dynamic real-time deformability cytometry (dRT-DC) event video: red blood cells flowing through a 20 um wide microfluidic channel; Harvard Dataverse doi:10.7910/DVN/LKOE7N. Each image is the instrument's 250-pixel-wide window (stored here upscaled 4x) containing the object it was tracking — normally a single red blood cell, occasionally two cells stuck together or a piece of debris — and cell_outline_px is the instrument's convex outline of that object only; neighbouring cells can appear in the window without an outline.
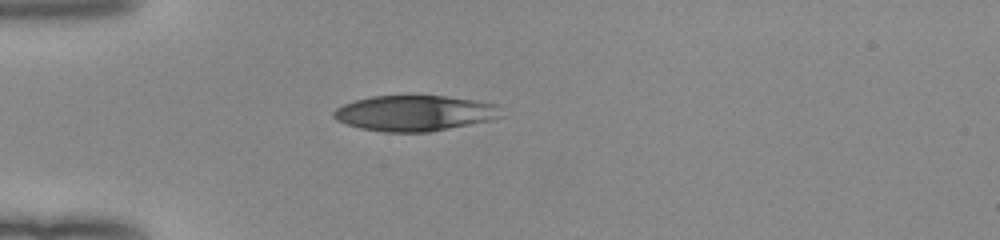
{"species": "human", "species_latin": "Homo sapiens", "temperature_condition": "room temperature", "stored_images_in_passage": 37, "camera_frame_rate_fps": 3000, "um_per_image_px": 0.085, "donor": {"sex": "female"}, "frame": {"image": 1, "passage_image": 1, "time_ms": 0.0, "image_size_px": [1000, 240], "cell_outline_px": [[500, 116], [492, 120], [428, 132], [384, 132], [360, 128], [336, 120], [332, 116], [332, 112], [336, 108], [344, 104], [356, 100], [372, 96], [444, 96], [500, 104]], "centroid_in_image_um": [35.24, 9.62], "position_along_channel_um": 49.8, "area_um2": 34.62}}
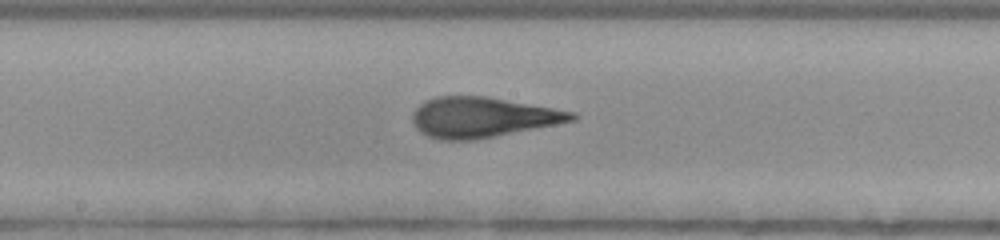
{"frame": {"image": 2, "passage_image": 14, "time_ms": 4.333, "image_size_px": [1000, 240], "cell_outline_px": [[580, 116], [576, 120], [556, 124], [472, 140], [440, 140], [428, 136], [420, 132], [416, 128], [412, 120], [412, 112], [424, 100], [436, 96], [488, 96], [576, 112]], "centroid_in_image_um": [40.99, 9.95], "position_along_channel_um": 207.2, "area_um2": 37.4}}
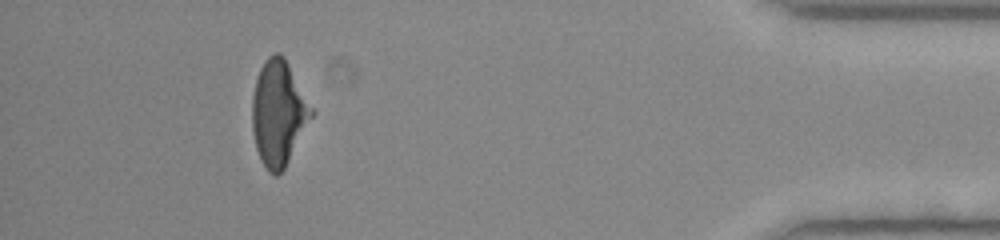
{"frame": {"image": 3, "passage_image": 33, "time_ms": 10.667, "image_size_px": [1000, 240], "cell_outline_px": [[316, 112], [284, 168], [276, 176], [268, 172], [260, 160], [256, 148], [252, 132], [252, 96], [256, 80], [260, 68], [268, 56], [276, 52], [280, 52], [284, 56]], "centroid_in_image_um": [23.68, 9.61], "position_along_channel_um": 411.5, "area_um2": 36.59}, "authors_computed_cell_mechanics": {"area_um2": 36.8186, "velocity_mm_per_s": 4.0419, "shape_relaxation_time_tau1_ms": 4.8041, "shape_relaxation_time_tau2_ms": 1.0773, "deformation_change_tau1": 0.1859, "deformation_change_tau2": 0.0876}}